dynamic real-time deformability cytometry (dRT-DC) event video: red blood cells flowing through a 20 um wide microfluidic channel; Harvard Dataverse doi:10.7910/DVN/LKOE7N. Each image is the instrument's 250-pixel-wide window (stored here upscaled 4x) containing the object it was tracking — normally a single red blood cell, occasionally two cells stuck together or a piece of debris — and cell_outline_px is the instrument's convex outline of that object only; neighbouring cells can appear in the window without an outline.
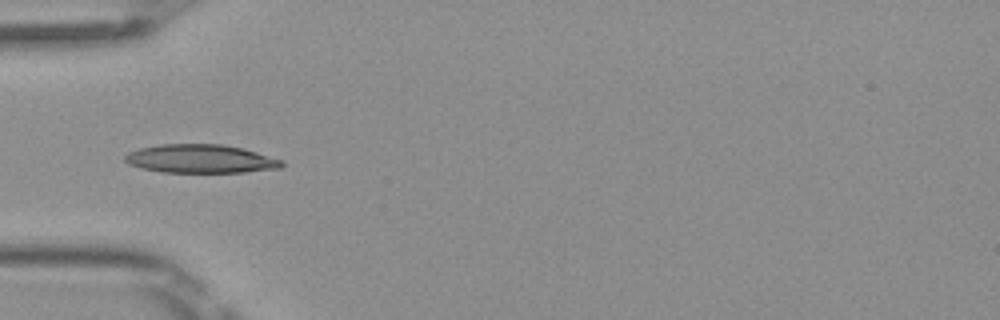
{"species": "Egyptian fruit bat (a non-hibernating species)", "species_latin": "Rousettus aegyptiacus", "temperature_condition": "room temperature", "stored_images_in_passage": 35, "camera_frame_rate_fps": 3000, "um_per_image_px": 0.085, "frame": {"image": 1, "passage_image": 1, "time_ms": 0.0, "image_size_px": [1000, 320], "cell_outline_px": [[284, 164], [280, 168], [244, 172], [160, 172], [128, 164], [124, 160], [124, 156], [128, 152], [140, 148], [160, 144], [220, 144], [244, 148], [284, 160]], "centroid_in_image_um": [17.07, 13.49], "position_along_channel_um": 67.9, "area_um2": 26.13}}
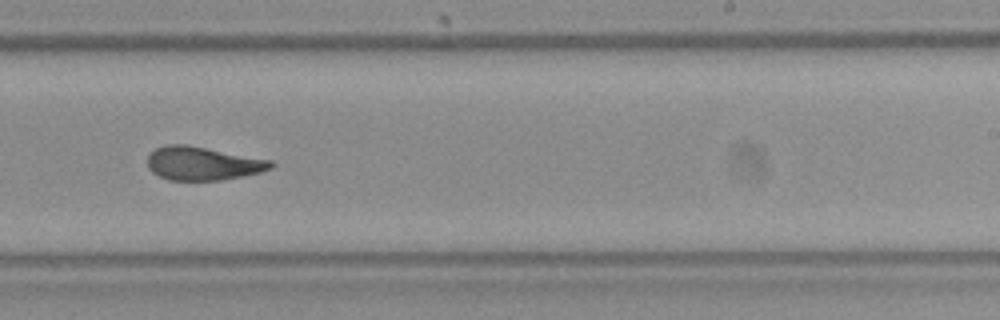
{"frame": {"image": 2, "passage_image": 16, "time_ms": 5.0, "image_size_px": [1000, 320], "cell_outline_px": [[276, 164], [272, 168], [260, 172], [220, 180], [168, 180], [152, 172], [148, 168], [148, 156], [156, 148], [164, 144], [184, 144], [272, 160]], "centroid_in_image_um": [17.23, 13.89], "position_along_channel_um": 271.8, "area_um2": 23.93}}
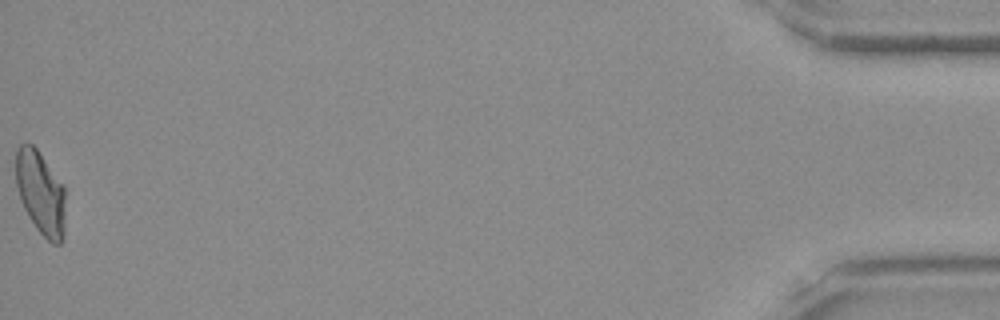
{"frame": {"image": 3, "passage_image": 35, "time_ms": 11.333, "image_size_px": [1000, 320], "cell_outline_px": [[64, 236], [60, 244], [52, 244], [36, 228], [28, 216], [20, 200], [16, 184], [16, 148], [20, 144], [32, 144], [36, 148], [64, 184]], "centroid_in_image_um": [3.45, 16.39], "position_along_channel_um": 431.8, "area_um2": 24.22}, "authors_computed_cell_mechanics": {"area_um2": 24.4494, "velocity_mm_per_s": 4.0717, "shape_relaxation_time_tau1_ms": 5.4587, "shape_relaxation_time_tau2_ms": 1.6, "deformation_change_tau1": 0.1774, "deformation_change_tau2": 0.089}}